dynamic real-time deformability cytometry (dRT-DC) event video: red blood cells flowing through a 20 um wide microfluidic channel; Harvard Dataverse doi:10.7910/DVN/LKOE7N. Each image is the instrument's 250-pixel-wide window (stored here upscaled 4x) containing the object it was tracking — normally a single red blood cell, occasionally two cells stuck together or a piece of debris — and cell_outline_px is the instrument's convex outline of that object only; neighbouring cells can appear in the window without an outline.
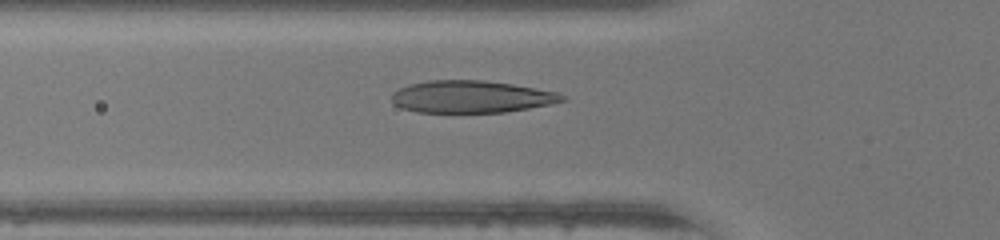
{"species": "human", "species_latin": "Homo sapiens", "temperature_condition": "warm", "stored_images_in_passage": 45, "camera_frame_rate_fps": 3000, "um_per_image_px": 0.085, "donor": {"sex": "female"}, "frame": {"image": 1, "passage_image": 16, "time_ms": 5.0, "image_size_px": [1000, 240], "cell_outline_px": [[568, 100], [528, 108], [504, 112], [416, 112], [400, 108], [392, 100], [392, 92], [408, 84], [428, 80], [484, 80], [512, 84], [560, 92]], "centroid_in_image_um": [40.05, 8.21], "position_along_channel_um": 85.7, "area_um2": 32.02}}
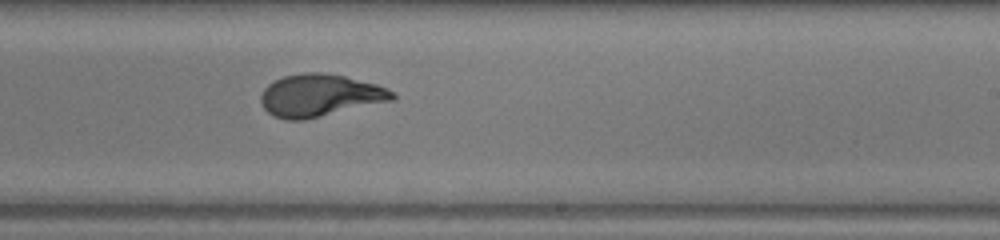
{"frame": {"image": 2, "passage_image": 28, "time_ms": 9.0, "image_size_px": [1000, 240], "cell_outline_px": [[396, 96], [392, 100], [304, 120], [284, 120], [272, 116], [264, 108], [260, 100], [260, 96], [264, 88], [268, 84], [284, 76], [300, 72], [320, 72], [344, 76], [376, 84], [388, 88], [396, 92]], "centroid_in_image_um": [27.17, 8.11], "position_along_channel_um": 261.8, "area_um2": 32.48}}
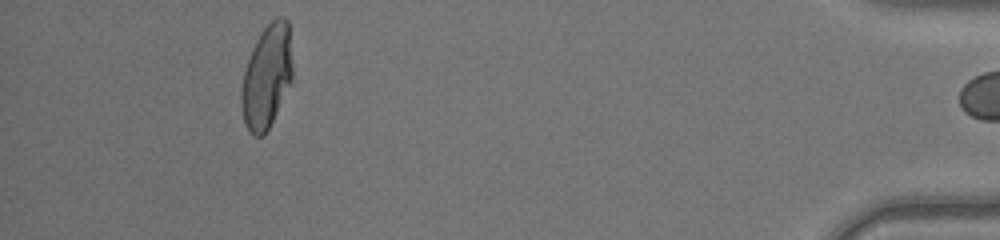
{"frame": {"image": 3, "passage_image": 43, "time_ms": 14.0, "image_size_px": [1000, 240], "cell_outline_px": [[292, 84], [268, 128], [260, 136], [252, 136], [244, 124], [240, 104], [240, 92], [244, 72], [252, 48], [260, 32], [276, 16], [284, 16], [288, 20], [292, 68]], "centroid_in_image_um": [22.67, 6.51], "position_along_channel_um": 412.5, "area_um2": 31.04}, "authors_computed_cell_mechanics": {"area_um2": 31.8478, "velocity_mm_per_s": 4.4122, "shape_relaxation_time_tau1_ms": 4.7152, "shape_relaxation_time_tau2_ms": null, "deformation_change_tau1": 0.2475, "deformation_change_tau2": null}}